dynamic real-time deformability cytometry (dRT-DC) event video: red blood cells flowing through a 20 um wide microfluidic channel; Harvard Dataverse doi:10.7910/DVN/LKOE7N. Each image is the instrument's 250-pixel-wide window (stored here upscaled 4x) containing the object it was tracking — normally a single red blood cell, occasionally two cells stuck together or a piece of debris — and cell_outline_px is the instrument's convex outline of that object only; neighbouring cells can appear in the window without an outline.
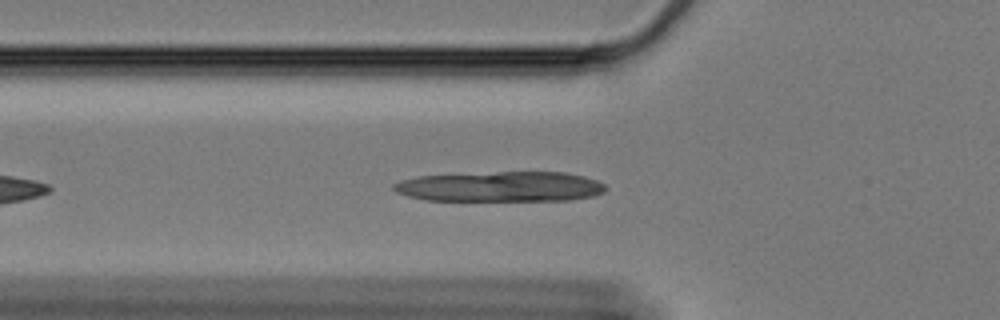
{"species": "Egyptian fruit bat (a non-hibernating species)", "species_latin": "Rousettus aegyptiacus", "temperature_condition": "cold", "stored_images_in_passage": 17, "camera_frame_rate_fps": 3000, "um_per_image_px": 0.085, "animal": {"sex": "female"}, "frame": {"image": 1, "passage_image": 8, "time_ms": 2.333, "image_size_px": [1000, 320], "cell_outline_px": [[608, 188], [604, 192], [592, 196], [572, 200], [424, 200], [408, 196], [396, 192], [392, 188], [392, 184], [404, 180], [420, 176], [500, 172], [564, 172], [584, 176], [596, 180], [604, 184]], "centroid_in_image_um": [42.59, 15.87], "position_along_channel_um": 83.2, "area_um2": 37.05}}